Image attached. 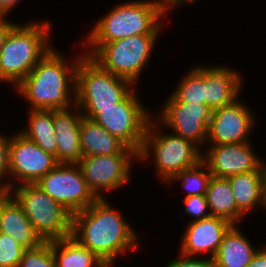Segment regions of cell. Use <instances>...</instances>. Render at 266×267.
<instances>
[{"instance_id":"44dd1931","label":"cell","mask_w":266,"mask_h":267,"mask_svg":"<svg viewBox=\"0 0 266 267\" xmlns=\"http://www.w3.org/2000/svg\"><path fill=\"white\" fill-rule=\"evenodd\" d=\"M241 230L233 225L224 235L213 258L216 267H246L251 262L259 248Z\"/></svg>"},{"instance_id":"836d02e7","label":"cell","mask_w":266,"mask_h":267,"mask_svg":"<svg viewBox=\"0 0 266 267\" xmlns=\"http://www.w3.org/2000/svg\"><path fill=\"white\" fill-rule=\"evenodd\" d=\"M15 24V20L9 21L8 16L0 15V47L3 45L7 34Z\"/></svg>"},{"instance_id":"4fadbf2b","label":"cell","mask_w":266,"mask_h":267,"mask_svg":"<svg viewBox=\"0 0 266 267\" xmlns=\"http://www.w3.org/2000/svg\"><path fill=\"white\" fill-rule=\"evenodd\" d=\"M16 132L9 139V190L17 185L37 183L59 164L55 156Z\"/></svg>"},{"instance_id":"d6a6232c","label":"cell","mask_w":266,"mask_h":267,"mask_svg":"<svg viewBox=\"0 0 266 267\" xmlns=\"http://www.w3.org/2000/svg\"><path fill=\"white\" fill-rule=\"evenodd\" d=\"M258 246V251L254 254L251 262L246 267H266V244Z\"/></svg>"},{"instance_id":"7c38bea8","label":"cell","mask_w":266,"mask_h":267,"mask_svg":"<svg viewBox=\"0 0 266 267\" xmlns=\"http://www.w3.org/2000/svg\"><path fill=\"white\" fill-rule=\"evenodd\" d=\"M72 215L98 198L89 189L77 163H59L36 183Z\"/></svg>"},{"instance_id":"9a60e30c","label":"cell","mask_w":266,"mask_h":267,"mask_svg":"<svg viewBox=\"0 0 266 267\" xmlns=\"http://www.w3.org/2000/svg\"><path fill=\"white\" fill-rule=\"evenodd\" d=\"M202 161L213 177L228 178L232 175L258 170L266 161L255 153L251 142L205 146ZM261 157V158H260Z\"/></svg>"},{"instance_id":"e575fe53","label":"cell","mask_w":266,"mask_h":267,"mask_svg":"<svg viewBox=\"0 0 266 267\" xmlns=\"http://www.w3.org/2000/svg\"><path fill=\"white\" fill-rule=\"evenodd\" d=\"M22 0H0V15L8 16Z\"/></svg>"},{"instance_id":"5b68a950","label":"cell","mask_w":266,"mask_h":267,"mask_svg":"<svg viewBox=\"0 0 266 267\" xmlns=\"http://www.w3.org/2000/svg\"><path fill=\"white\" fill-rule=\"evenodd\" d=\"M164 129L151 118L138 153V163H151L152 159L155 177L166 184L176 173L197 165L202 160V150L192 141Z\"/></svg>"},{"instance_id":"2e32d148","label":"cell","mask_w":266,"mask_h":267,"mask_svg":"<svg viewBox=\"0 0 266 267\" xmlns=\"http://www.w3.org/2000/svg\"><path fill=\"white\" fill-rule=\"evenodd\" d=\"M233 226L228 220L209 216L186 224L182 233L178 253L190 257L213 259L223 241L224 235ZM207 255V256H205Z\"/></svg>"},{"instance_id":"4316f807","label":"cell","mask_w":266,"mask_h":267,"mask_svg":"<svg viewBox=\"0 0 266 267\" xmlns=\"http://www.w3.org/2000/svg\"><path fill=\"white\" fill-rule=\"evenodd\" d=\"M211 177L207 165L201 160L194 167L176 173L166 185L169 184L168 186H170L171 183L174 184L175 182L180 183V187L182 186L186 191L185 197L205 195Z\"/></svg>"},{"instance_id":"8992f818","label":"cell","mask_w":266,"mask_h":267,"mask_svg":"<svg viewBox=\"0 0 266 267\" xmlns=\"http://www.w3.org/2000/svg\"><path fill=\"white\" fill-rule=\"evenodd\" d=\"M135 86L120 102L108 109H80L83 117L94 120L137 153L141 150L147 126L153 117Z\"/></svg>"},{"instance_id":"1f68e13d","label":"cell","mask_w":266,"mask_h":267,"mask_svg":"<svg viewBox=\"0 0 266 267\" xmlns=\"http://www.w3.org/2000/svg\"><path fill=\"white\" fill-rule=\"evenodd\" d=\"M177 257L172 258L166 267H213V259L207 257H190L180 253ZM164 266V267H165Z\"/></svg>"},{"instance_id":"6da1fadb","label":"cell","mask_w":266,"mask_h":267,"mask_svg":"<svg viewBox=\"0 0 266 267\" xmlns=\"http://www.w3.org/2000/svg\"><path fill=\"white\" fill-rule=\"evenodd\" d=\"M107 199L98 198L72 215L71 236L109 267H116L118 257L125 258L128 252L139 250L141 235Z\"/></svg>"},{"instance_id":"f546056e","label":"cell","mask_w":266,"mask_h":267,"mask_svg":"<svg viewBox=\"0 0 266 267\" xmlns=\"http://www.w3.org/2000/svg\"><path fill=\"white\" fill-rule=\"evenodd\" d=\"M184 213L191 217L188 222L201 220L211 216L205 195L183 197Z\"/></svg>"},{"instance_id":"8fae6325","label":"cell","mask_w":266,"mask_h":267,"mask_svg":"<svg viewBox=\"0 0 266 267\" xmlns=\"http://www.w3.org/2000/svg\"><path fill=\"white\" fill-rule=\"evenodd\" d=\"M166 98L162 108L158 109V113H152L153 118L161 127L192 141L203 150L213 109L207 104L181 103L172 94Z\"/></svg>"},{"instance_id":"cb8c5ba5","label":"cell","mask_w":266,"mask_h":267,"mask_svg":"<svg viewBox=\"0 0 266 267\" xmlns=\"http://www.w3.org/2000/svg\"><path fill=\"white\" fill-rule=\"evenodd\" d=\"M52 254L56 267H109L71 235L52 241Z\"/></svg>"},{"instance_id":"4dcf8cb0","label":"cell","mask_w":266,"mask_h":267,"mask_svg":"<svg viewBox=\"0 0 266 267\" xmlns=\"http://www.w3.org/2000/svg\"><path fill=\"white\" fill-rule=\"evenodd\" d=\"M5 133L0 132V189L9 191V139Z\"/></svg>"},{"instance_id":"484cf974","label":"cell","mask_w":266,"mask_h":267,"mask_svg":"<svg viewBox=\"0 0 266 267\" xmlns=\"http://www.w3.org/2000/svg\"><path fill=\"white\" fill-rule=\"evenodd\" d=\"M191 67L185 75L178 79V84L170 93L179 102L188 104H206L205 63Z\"/></svg>"},{"instance_id":"30bf717a","label":"cell","mask_w":266,"mask_h":267,"mask_svg":"<svg viewBox=\"0 0 266 267\" xmlns=\"http://www.w3.org/2000/svg\"><path fill=\"white\" fill-rule=\"evenodd\" d=\"M137 163L138 153L128 147L122 154L82 157L77 165L93 194L107 198L106 192H117L128 186Z\"/></svg>"},{"instance_id":"8d00e7d4","label":"cell","mask_w":266,"mask_h":267,"mask_svg":"<svg viewBox=\"0 0 266 267\" xmlns=\"http://www.w3.org/2000/svg\"><path fill=\"white\" fill-rule=\"evenodd\" d=\"M162 1H164L169 6L174 0H162Z\"/></svg>"},{"instance_id":"ac0fdd59","label":"cell","mask_w":266,"mask_h":267,"mask_svg":"<svg viewBox=\"0 0 266 267\" xmlns=\"http://www.w3.org/2000/svg\"><path fill=\"white\" fill-rule=\"evenodd\" d=\"M82 118L83 115L76 105L65 110H54L58 163H77L82 158L80 144Z\"/></svg>"},{"instance_id":"83f0119b","label":"cell","mask_w":266,"mask_h":267,"mask_svg":"<svg viewBox=\"0 0 266 267\" xmlns=\"http://www.w3.org/2000/svg\"><path fill=\"white\" fill-rule=\"evenodd\" d=\"M18 267H56L52 241L43 242L33 249H26Z\"/></svg>"},{"instance_id":"ffe728a7","label":"cell","mask_w":266,"mask_h":267,"mask_svg":"<svg viewBox=\"0 0 266 267\" xmlns=\"http://www.w3.org/2000/svg\"><path fill=\"white\" fill-rule=\"evenodd\" d=\"M227 179L231 185L236 206L245 216L253 210L265 209L266 162L256 171L232 175Z\"/></svg>"},{"instance_id":"d4e9b609","label":"cell","mask_w":266,"mask_h":267,"mask_svg":"<svg viewBox=\"0 0 266 267\" xmlns=\"http://www.w3.org/2000/svg\"><path fill=\"white\" fill-rule=\"evenodd\" d=\"M26 127L19 132L35 142L57 160V141L54 131V110H29Z\"/></svg>"},{"instance_id":"277c9868","label":"cell","mask_w":266,"mask_h":267,"mask_svg":"<svg viewBox=\"0 0 266 267\" xmlns=\"http://www.w3.org/2000/svg\"><path fill=\"white\" fill-rule=\"evenodd\" d=\"M46 20L17 22L11 28L0 47V83L14 89L54 47L50 38L54 22Z\"/></svg>"},{"instance_id":"d6986e66","label":"cell","mask_w":266,"mask_h":267,"mask_svg":"<svg viewBox=\"0 0 266 267\" xmlns=\"http://www.w3.org/2000/svg\"><path fill=\"white\" fill-rule=\"evenodd\" d=\"M0 232L14 238L25 249L36 248L44 242L8 192L0 194Z\"/></svg>"},{"instance_id":"7402d4cb","label":"cell","mask_w":266,"mask_h":267,"mask_svg":"<svg viewBox=\"0 0 266 267\" xmlns=\"http://www.w3.org/2000/svg\"><path fill=\"white\" fill-rule=\"evenodd\" d=\"M82 157L122 154L128 147L94 120L83 117L80 128Z\"/></svg>"},{"instance_id":"52a82bcc","label":"cell","mask_w":266,"mask_h":267,"mask_svg":"<svg viewBox=\"0 0 266 267\" xmlns=\"http://www.w3.org/2000/svg\"><path fill=\"white\" fill-rule=\"evenodd\" d=\"M8 193L22 207L44 242L65 238L72 233V214L53 200L36 183L11 188Z\"/></svg>"},{"instance_id":"603a6c76","label":"cell","mask_w":266,"mask_h":267,"mask_svg":"<svg viewBox=\"0 0 266 267\" xmlns=\"http://www.w3.org/2000/svg\"><path fill=\"white\" fill-rule=\"evenodd\" d=\"M205 196L212 216L224 218L233 225H240L246 218L236 206L235 197L227 178L212 176Z\"/></svg>"},{"instance_id":"e0dca14e","label":"cell","mask_w":266,"mask_h":267,"mask_svg":"<svg viewBox=\"0 0 266 267\" xmlns=\"http://www.w3.org/2000/svg\"><path fill=\"white\" fill-rule=\"evenodd\" d=\"M232 68L225 64L205 65L206 104L213 110L241 97L244 78L241 71Z\"/></svg>"},{"instance_id":"f1b7e54d","label":"cell","mask_w":266,"mask_h":267,"mask_svg":"<svg viewBox=\"0 0 266 267\" xmlns=\"http://www.w3.org/2000/svg\"><path fill=\"white\" fill-rule=\"evenodd\" d=\"M25 251L14 238L0 232V267H18Z\"/></svg>"},{"instance_id":"7a4b0ae2","label":"cell","mask_w":266,"mask_h":267,"mask_svg":"<svg viewBox=\"0 0 266 267\" xmlns=\"http://www.w3.org/2000/svg\"><path fill=\"white\" fill-rule=\"evenodd\" d=\"M62 53L54 46L14 88L29 110H65L75 105L76 68L85 53L72 54V59Z\"/></svg>"},{"instance_id":"ba28073f","label":"cell","mask_w":266,"mask_h":267,"mask_svg":"<svg viewBox=\"0 0 266 267\" xmlns=\"http://www.w3.org/2000/svg\"><path fill=\"white\" fill-rule=\"evenodd\" d=\"M134 87L129 80L104 70L84 55L76 68L75 105L79 109H108Z\"/></svg>"},{"instance_id":"9c48e42d","label":"cell","mask_w":266,"mask_h":267,"mask_svg":"<svg viewBox=\"0 0 266 267\" xmlns=\"http://www.w3.org/2000/svg\"><path fill=\"white\" fill-rule=\"evenodd\" d=\"M160 34H142L104 43L91 58L104 70L129 80L140 82L149 65Z\"/></svg>"},{"instance_id":"d590c367","label":"cell","mask_w":266,"mask_h":267,"mask_svg":"<svg viewBox=\"0 0 266 267\" xmlns=\"http://www.w3.org/2000/svg\"><path fill=\"white\" fill-rule=\"evenodd\" d=\"M198 0H174L170 5L169 8L172 12L173 9H176L177 7L179 8L180 6L184 7V4L189 5V4H194ZM176 7V8H175Z\"/></svg>"},{"instance_id":"5bb4252c","label":"cell","mask_w":266,"mask_h":267,"mask_svg":"<svg viewBox=\"0 0 266 267\" xmlns=\"http://www.w3.org/2000/svg\"><path fill=\"white\" fill-rule=\"evenodd\" d=\"M251 108L239 97L233 103L214 109L205 146L252 142L250 134L257 126V116Z\"/></svg>"},{"instance_id":"3957f363","label":"cell","mask_w":266,"mask_h":267,"mask_svg":"<svg viewBox=\"0 0 266 267\" xmlns=\"http://www.w3.org/2000/svg\"><path fill=\"white\" fill-rule=\"evenodd\" d=\"M169 6L162 0H127L100 16L79 49L92 56L104 43L142 34H161ZM165 22V23H164ZM82 47V48H81ZM86 48V49H85Z\"/></svg>"}]
</instances>
